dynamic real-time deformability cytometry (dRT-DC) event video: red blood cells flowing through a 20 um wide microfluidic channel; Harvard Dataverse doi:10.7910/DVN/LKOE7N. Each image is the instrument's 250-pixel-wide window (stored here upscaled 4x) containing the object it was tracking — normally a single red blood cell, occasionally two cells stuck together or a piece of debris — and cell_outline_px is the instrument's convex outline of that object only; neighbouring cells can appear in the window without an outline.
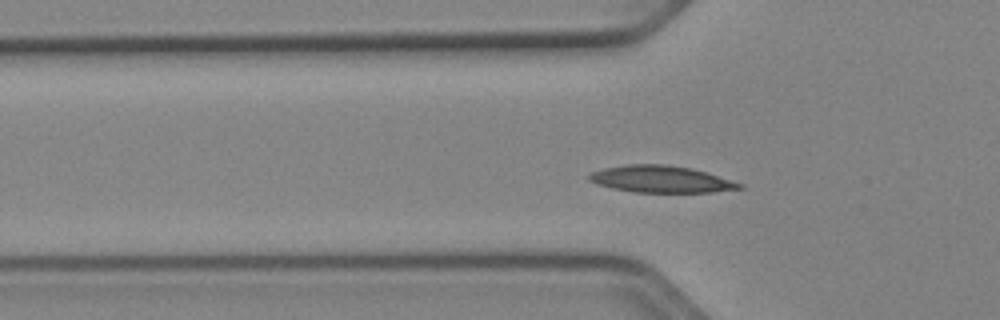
{"species": "Egyptian fruit bat (a non-hibernating species)", "species_latin": "Rousettus aegyptiacus", "temperature_condition": "cold", "stored_images_in_passage": 39, "camera_frame_rate_fps": 3000, "um_per_image_px": 0.085, "animal": {"sex": "female"}, "frame": {"image": 1, "passage_image": 3, "time_ms": 0.667, "image_size_px": [1000, 320], "cell_outline_px": [[744, 188], [712, 192], [632, 192], [612, 188], [596, 184], [588, 180], [588, 176], [592, 172], [604, 168], [628, 164], [664, 164], [692, 168], [744, 184]], "centroid_in_image_um": [56.17, 15.23], "position_along_channel_um": 69.6, "area_um2": 23.47}}
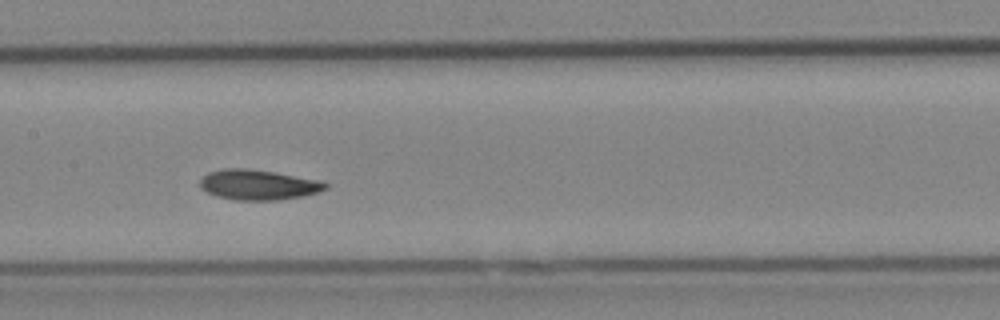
{"frame": {"image": 2, "passage_image": 12, "time_ms": 3.667, "image_size_px": [1000, 320], "cell_outline_px": [[328, 188], [304, 196], [280, 200], [236, 200], [216, 196], [200, 188], [200, 180], [208, 172], [224, 168], [248, 168], [324, 180], [328, 184]], "centroid_in_image_um": [21.98, 15.7], "position_along_channel_um": 185.4, "area_um2": 22.25}}
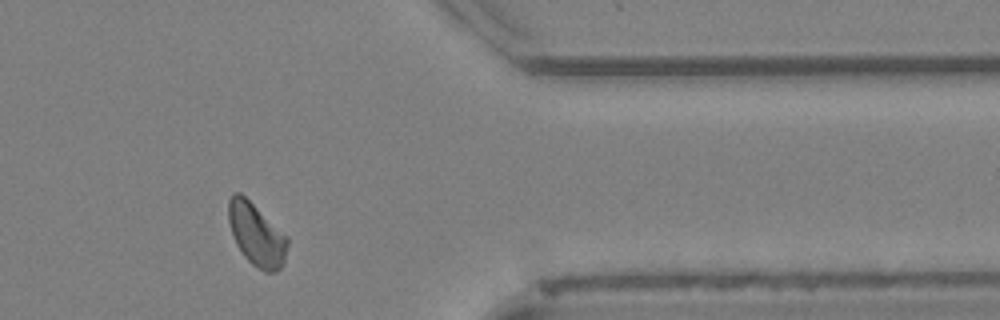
{"frame": {"image": 3, "passage_image": 29, "time_ms": 9.333, "image_size_px": [1000, 320], "cell_outline_px": [[288, 244], [284, 264], [276, 272], [264, 272], [252, 264], [244, 256], [236, 244], [228, 220], [228, 200], [232, 192], [240, 192], [288, 236]], "centroid_in_image_um": [21.81, 19.94], "position_along_channel_um": 389.6, "area_um2": 21.56}, "authors_computed_cell_mechanics": {"area_um2": 21.5016, "velocity_mm_per_s": 3.8945, "shape_relaxation_time_tau1_ms": 2.5169, "shape_relaxation_time_tau2_ms": 3.6773, "deformation_change_tau1": 0.1188, "deformation_change_tau2": 0.0826}}